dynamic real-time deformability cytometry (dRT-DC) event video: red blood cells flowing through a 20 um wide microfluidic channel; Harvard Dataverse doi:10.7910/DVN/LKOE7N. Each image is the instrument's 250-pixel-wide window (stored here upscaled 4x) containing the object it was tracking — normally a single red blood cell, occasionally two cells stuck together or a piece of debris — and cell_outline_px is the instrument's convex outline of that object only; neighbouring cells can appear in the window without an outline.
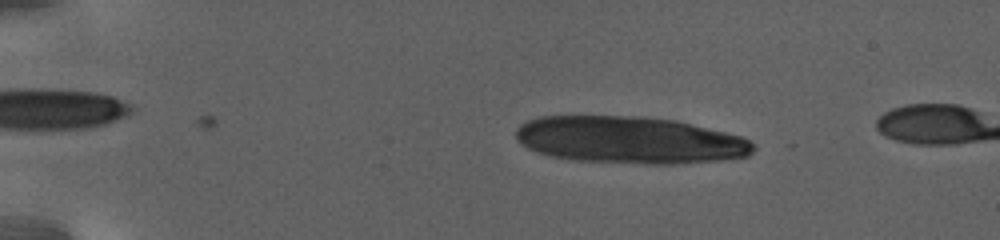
{"species": "human", "species_latin": "Homo sapiens", "temperature_condition": "warm", "stored_images_in_passage": 17, "camera_frame_rate_fps": 3000, "um_per_image_px": 0.085, "donor": {"sex": "female"}, "frame": {"image": 1, "passage_image": 8, "time_ms": 4.0, "image_size_px": [1000, 240], "cell_outline_px": [[756, 148], [748, 156], [724, 160], [676, 164], [644, 164], [572, 160], [552, 156], [536, 152], [520, 144], [516, 140], [516, 128], [520, 124], [536, 116], [636, 116], [676, 120], [744, 136], [756, 144]], "centroid_in_image_um": [53.55, 11.9], "position_along_channel_um": 31.4, "area_um2": 65.95}}